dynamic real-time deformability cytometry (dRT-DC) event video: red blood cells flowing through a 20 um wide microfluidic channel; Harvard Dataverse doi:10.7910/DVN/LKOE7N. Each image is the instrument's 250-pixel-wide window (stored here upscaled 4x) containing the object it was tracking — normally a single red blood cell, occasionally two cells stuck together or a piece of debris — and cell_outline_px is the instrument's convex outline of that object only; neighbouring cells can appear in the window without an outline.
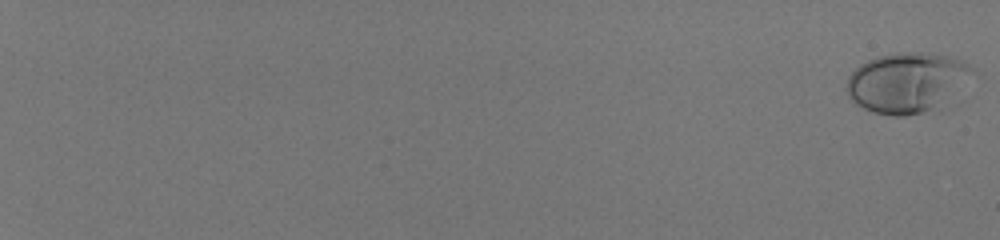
{"species": "human", "species_latin": "Homo sapiens", "temperature_condition": "room temperature", "stored_images_in_passage": 29, "camera_frame_rate_fps": 3000, "um_per_image_px": 0.085, "donor": {"sex": "male"}, "frame": {"image": 1, "passage_image": 1, "time_ms": 0.0, "image_size_px": [1000, 240], "cell_outline_px": [[972, 68], [924, 112], [904, 116], [892, 116], [872, 112], [856, 104], [848, 96], [848, 76], [860, 64], [868, 60], [880, 56], [908, 52], [924, 52], [944, 56], [960, 60], [968, 64]], "centroid_in_image_um": [76.83, 6.98], "position_along_channel_um": 8.2, "area_um2": 40.86}}
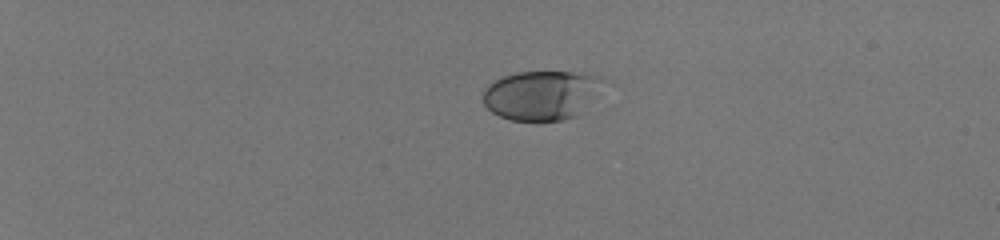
{"frame": {"image": 2, "passage_image": 17, "time_ms": 5.333, "image_size_px": [1000, 240], "cell_outline_px": [[612, 84], [576, 116], [560, 120], [512, 120], [500, 116], [492, 112], [484, 104], [484, 92], [488, 84], [504, 76], [516, 72], [568, 72], [600, 76], [612, 80]], "centroid_in_image_um": [46.18, 8.06], "position_along_channel_um": 38.8, "area_um2": 35.2}}
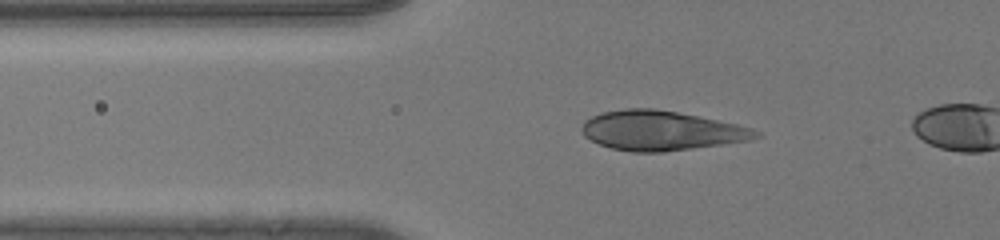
{"frame": {"image": 3, "passage_image": 26, "time_ms": 8.333, "image_size_px": [1000, 240], "cell_outline_px": [[760, 136], [752, 140], [664, 152], [632, 152], [612, 148], [600, 144], [584, 136], [580, 132], [580, 128], [584, 120], [600, 112], [624, 108], [652, 108], [676, 112], [736, 124], [752, 128], [760, 132]], "centroid_in_image_um": [56.15, 11.1], "position_along_channel_um": 69.6, "area_um2": 40.11}}